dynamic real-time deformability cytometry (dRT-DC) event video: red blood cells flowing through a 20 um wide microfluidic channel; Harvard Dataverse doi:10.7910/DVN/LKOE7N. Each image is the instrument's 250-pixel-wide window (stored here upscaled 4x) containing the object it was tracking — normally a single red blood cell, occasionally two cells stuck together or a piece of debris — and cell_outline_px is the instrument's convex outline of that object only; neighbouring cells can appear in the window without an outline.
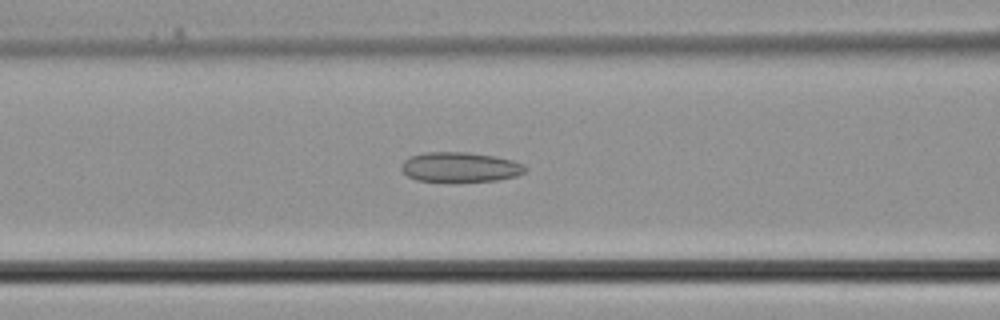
{"species": "common noctule bat (a hibernating species)", "species_latin": "Nyctalus noctula", "temperature_condition": "cold", "stored_images_in_passage": 22, "camera_frame_rate_fps": 3000, "um_per_image_px": 0.085, "animal": {"sex": "male", "body_mass_g": 21.5, "forearm_length_mm": 52.0}, "frame": {"image": 1, "passage_image": 7, "time_ms": 2.0, "image_size_px": [1000, 320], "cell_outline_px": [[528, 168], [524, 172], [516, 176], [496, 180], [416, 180], [408, 176], [400, 168], [404, 160], [412, 156], [424, 152], [468, 152], [492, 156], [512, 160], [524, 164]], "centroid_in_image_um": [39.12, 14.18], "position_along_channel_um": 127.5, "area_um2": 21.04}}
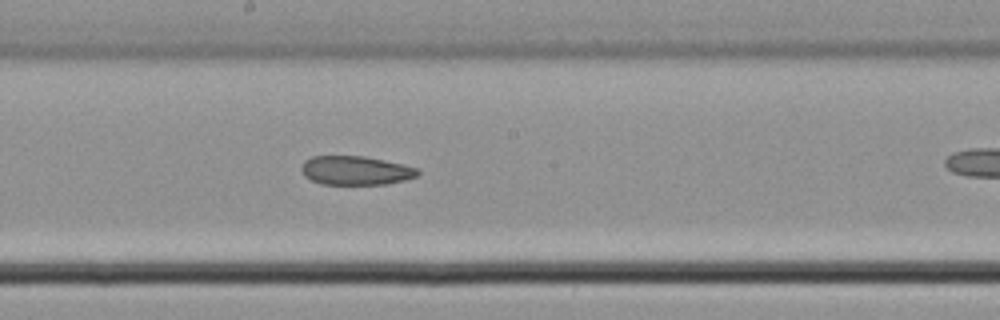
{"frame": {"image": 2, "passage_image": 12, "time_ms": 3.667, "image_size_px": [1000, 320], "cell_outline_px": [[420, 172], [416, 176], [404, 180], [388, 184], [324, 184], [312, 180], [304, 176], [300, 168], [304, 160], [312, 156], [364, 156], [384, 160], [416, 168]], "centroid_in_image_um": [30.19, 14.49], "position_along_channel_um": 218.0, "area_um2": 19.48}}
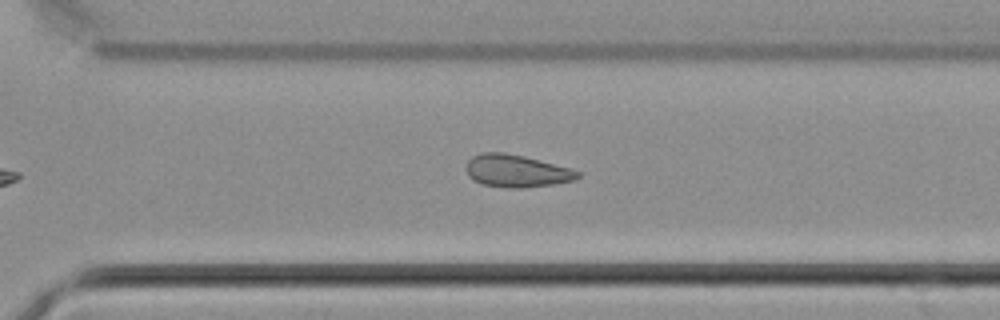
{"frame": {"image": 3, "passage_image": 18, "time_ms": 5.667, "image_size_px": [1000, 320], "cell_outline_px": [[580, 176], [576, 180], [552, 184], [520, 188], [508, 188], [484, 184], [472, 180], [468, 176], [464, 168], [468, 160], [472, 156], [484, 152], [504, 152], [524, 156], [568, 168], [580, 172]], "centroid_in_image_um": [43.85, 14.53], "position_along_channel_um": 326.8, "area_um2": 21.04}}